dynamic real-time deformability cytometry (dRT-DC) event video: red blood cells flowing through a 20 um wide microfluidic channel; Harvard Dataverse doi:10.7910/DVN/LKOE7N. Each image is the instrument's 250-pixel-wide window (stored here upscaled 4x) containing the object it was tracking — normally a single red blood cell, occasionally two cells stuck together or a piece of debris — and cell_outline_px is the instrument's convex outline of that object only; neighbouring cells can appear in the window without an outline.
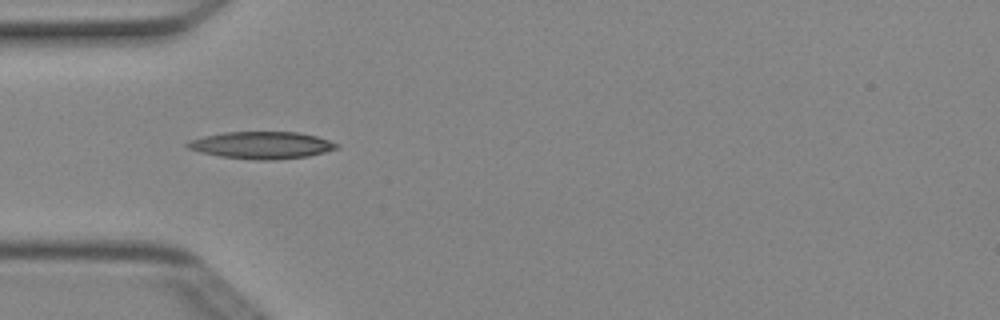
{"species": "Egyptian fruit bat (a non-hibernating species)", "species_latin": "Rousettus aegyptiacus", "temperature_condition": "cold", "stored_images_in_passage": 6, "camera_frame_rate_fps": 3000, "um_per_image_px": 0.085, "animal": {"sex": "female"}, "frame": {"image": 1, "passage_image": 4, "time_ms": 1.0, "image_size_px": [1000, 320], "cell_outline_px": [[340, 144], [336, 148], [324, 152], [308, 156], [272, 160], [256, 160], [220, 156], [200, 152], [188, 148], [184, 144], [188, 140], [204, 136], [224, 132], [296, 132], [316, 136]], "centroid_in_image_um": [22.2, 12.34], "position_along_channel_um": 62.8, "area_um2": 23.47}}
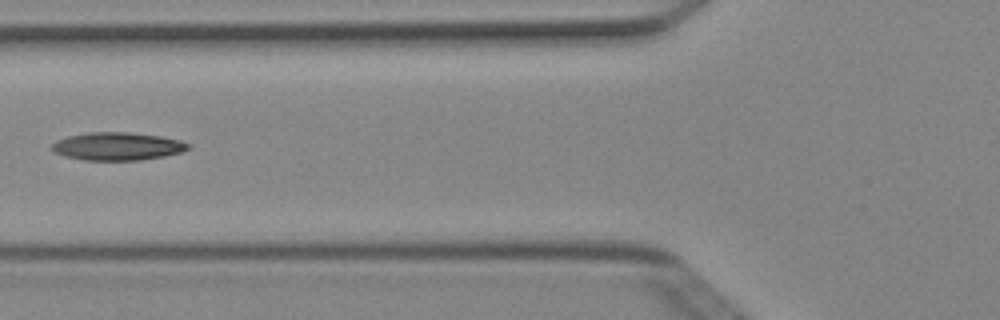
{"frame": {"image": 2, "passage_image": 5, "time_ms": 1.333, "image_size_px": [1000, 320], "cell_outline_px": [[192, 144], [188, 148], [180, 152], [164, 156], [140, 160], [84, 160], [64, 156], [56, 152], [52, 148], [52, 144], [56, 140], [68, 136], [88, 132], [128, 132], [160, 136], [180, 140]], "centroid_in_image_um": [9.98, 12.43], "position_along_channel_um": 115.8, "area_um2": 22.08}}
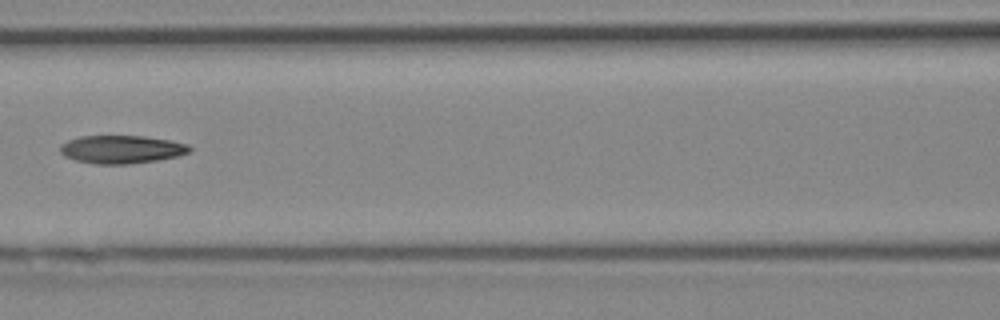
{"frame": {"image": 3, "passage_image": 6, "time_ms": 1.667, "image_size_px": [1000, 320], "cell_outline_px": [[192, 148], [188, 152], [176, 156], [156, 160], [128, 164], [96, 164], [76, 160], [64, 156], [60, 152], [60, 144], [68, 140], [80, 136], [144, 136], [168, 140], [188, 144]], "centroid_in_image_um": [10.29, 12.69], "position_along_channel_um": 156.3, "area_um2": 21.04}}